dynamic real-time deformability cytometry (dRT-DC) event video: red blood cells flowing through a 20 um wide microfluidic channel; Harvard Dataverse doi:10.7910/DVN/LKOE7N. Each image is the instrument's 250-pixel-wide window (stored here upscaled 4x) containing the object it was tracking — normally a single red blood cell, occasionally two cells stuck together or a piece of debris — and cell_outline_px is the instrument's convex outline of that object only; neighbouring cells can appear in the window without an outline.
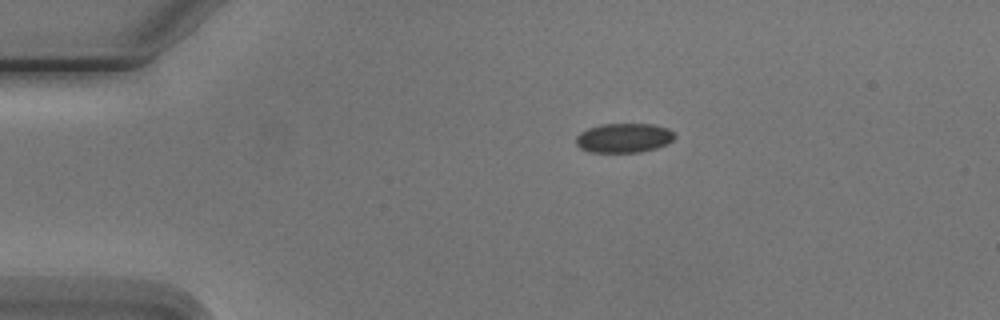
{"species": "Egyptian fruit bat (a non-hibernating species)", "species_latin": "Rousettus aegyptiacus", "temperature_condition": "cold", "stored_images_in_passage": 5, "camera_frame_rate_fps": 3000, "um_per_image_px": 0.085, "animal": {"sex": "male"}, "frame": {"image": 1, "passage_image": 1, "time_ms": 0.0, "image_size_px": [1000, 320], "cell_outline_px": [[676, 136], [672, 140], [656, 148], [640, 152], [588, 152], [580, 148], [576, 144], [576, 136], [580, 132], [588, 128], [600, 124], [652, 124], [668, 128], [676, 132]], "centroid_in_image_um": [53.02, 11.72], "position_along_channel_um": 32.0, "area_um2": 16.99}}
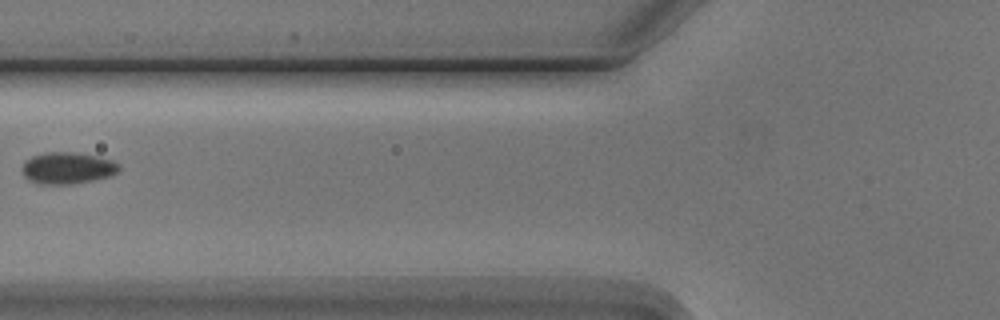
{"frame": {"image": 2, "passage_image": 4, "time_ms": 3.667, "image_size_px": [1000, 320], "cell_outline_px": [[120, 168], [116, 172], [108, 176], [92, 180], [72, 184], [36, 184], [28, 180], [24, 176], [20, 168], [24, 160], [32, 156], [48, 152], [76, 152], [96, 156], [112, 160]], "centroid_in_image_um": [5.65, 14.28], "position_along_channel_um": 120.2, "area_um2": 17.92}}
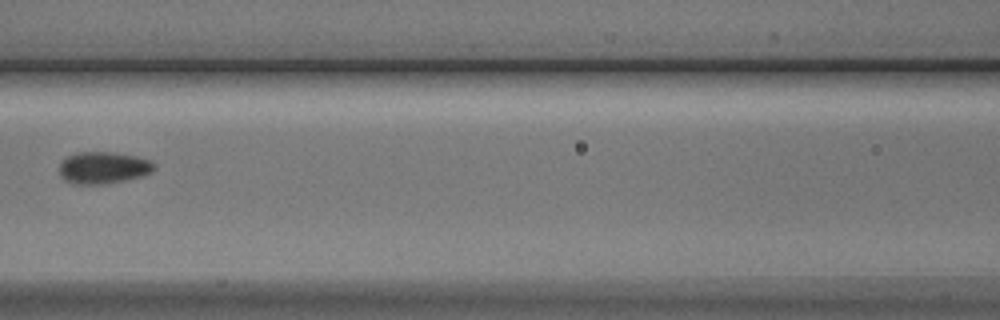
{"frame": {"image": 3, "passage_image": 5, "time_ms": 4.667, "image_size_px": [1000, 320], "cell_outline_px": [[156, 168], [152, 172], [140, 176], [124, 180], [104, 184], [72, 184], [64, 180], [60, 176], [60, 164], [68, 156], [80, 152], [108, 152], [136, 156], [152, 160], [156, 164]], "centroid_in_image_um": [8.8, 14.26], "position_along_channel_um": 157.8, "area_um2": 17.63}}